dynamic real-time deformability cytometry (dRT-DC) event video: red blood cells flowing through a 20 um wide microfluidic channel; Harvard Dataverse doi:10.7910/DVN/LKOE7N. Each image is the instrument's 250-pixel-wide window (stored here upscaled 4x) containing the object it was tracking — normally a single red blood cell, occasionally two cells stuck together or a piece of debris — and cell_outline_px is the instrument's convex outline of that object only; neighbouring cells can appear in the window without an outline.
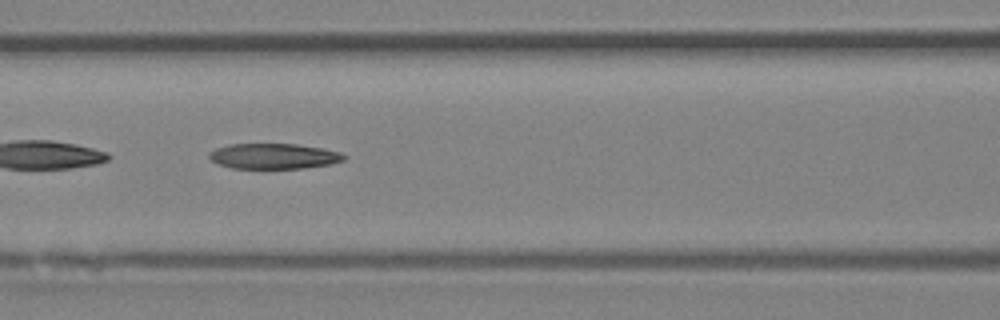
{"species": "Egyptian fruit bat (a non-hibernating species)", "species_latin": "Rousettus aegyptiacus", "temperature_condition": "room temperature", "stored_images_in_passage": 46, "camera_frame_rate_fps": 3000, "um_per_image_px": 0.085, "animal": {"sex": "female"}, "frame": {"image": 1, "passage_image": 20, "time_ms": 6.333, "image_size_px": [1000, 320], "cell_outline_px": [[348, 156], [344, 160], [332, 164], [304, 168], [232, 168], [220, 164], [212, 160], [208, 156], [208, 152], [216, 148], [228, 144], [296, 144], [324, 148], [340, 152]], "centroid_in_image_um": [23.3, 13.27], "position_along_channel_um": 143.3, "area_um2": 20.06}, "authors_computed_cell_mechanics": {"area_um2": 20.8658, "velocity_mm_per_s": 4.4983, "shape_relaxation_time_tau1_ms": null, "shape_relaxation_time_tau2_ms": 3.2472, "deformation_change_tau1": null, "deformation_change_tau2": 0.1329}}